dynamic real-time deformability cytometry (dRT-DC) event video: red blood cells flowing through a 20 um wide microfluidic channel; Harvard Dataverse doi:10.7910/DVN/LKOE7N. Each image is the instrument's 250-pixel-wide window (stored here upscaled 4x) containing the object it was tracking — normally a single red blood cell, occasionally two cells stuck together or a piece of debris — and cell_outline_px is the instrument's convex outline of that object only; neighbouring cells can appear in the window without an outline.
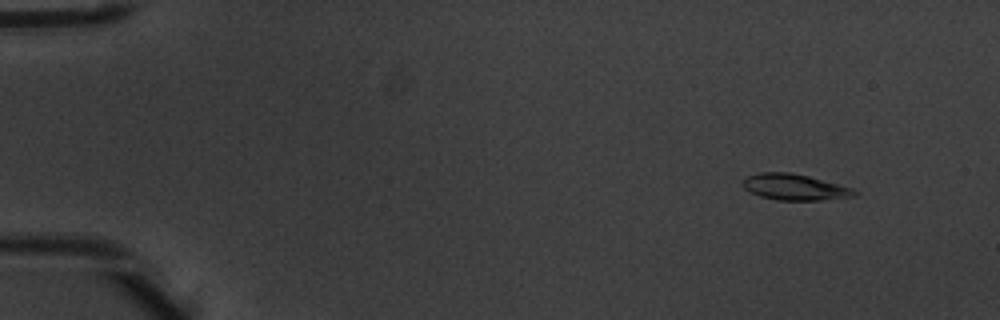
{"species": "common noctule bat (a hibernating species)", "species_latin": "Nyctalus noctula", "temperature_condition": "warm", "stored_images_in_passage": 4, "camera_frame_rate_fps": 3000, "um_per_image_px": 0.085, "animal": {"sex": "male", "body_mass_g": 20.1, "forearm_length_mm": 53.5}, "frame": {"image": 1, "passage_image": 1, "time_ms": 0.0, "image_size_px": [1000, 320], "cell_outline_px": [[860, 192], [856, 196], [820, 200], [776, 200], [760, 196], [744, 188], [740, 184], [748, 176], [760, 172], [792, 172], [808, 176], [852, 188]], "centroid_in_image_um": [67.55, 15.9], "position_along_channel_um": 17.5, "area_um2": 16.94}}
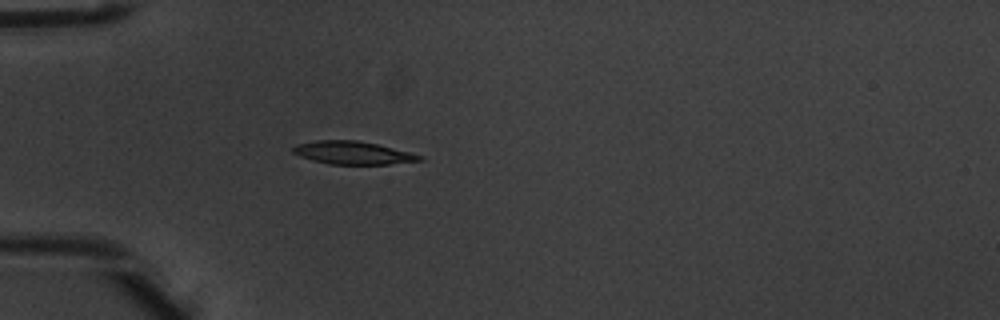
{"frame": {"image": 2, "passage_image": 4, "time_ms": 1.0, "image_size_px": [1000, 320], "cell_outline_px": [[424, 160], [388, 164], [328, 164], [312, 160], [300, 156], [292, 152], [292, 148], [296, 144], [316, 140], [356, 140], [376, 144], [424, 156]], "centroid_in_image_um": [29.96, 12.99], "position_along_channel_um": 55.0, "area_um2": 16.82}}